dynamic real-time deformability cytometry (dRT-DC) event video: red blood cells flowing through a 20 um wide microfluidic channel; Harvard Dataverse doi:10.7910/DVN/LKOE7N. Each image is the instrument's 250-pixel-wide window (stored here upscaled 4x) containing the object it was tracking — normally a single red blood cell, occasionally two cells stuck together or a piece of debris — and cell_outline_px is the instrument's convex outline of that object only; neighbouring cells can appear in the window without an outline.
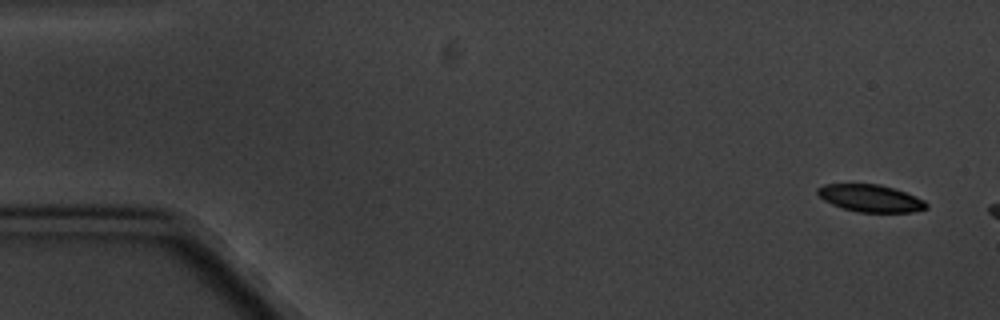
{"species": "common noctule bat (a hibernating species)", "species_latin": "Nyctalus noctula", "temperature_condition": "cold", "stored_images_in_passage": 5, "segment_of_instrument_passage": [1, 2], "camera_frame_rate_fps": 3000, "um_per_image_px": 0.085, "animal": {"sex": "male", "body_mass_g": 20.1, "forearm_length_mm": 53.5}, "frame": {"image": 1, "passage_image": 1, "time_ms": 0.0, "image_size_px": [1000, 320], "cell_outline_px": [[928, 208], [912, 212], [860, 212], [844, 208], [832, 204], [824, 200], [816, 192], [816, 188], [824, 184], [880, 184], [916, 196], [924, 200], [928, 204]], "centroid_in_image_um": [73.99, 16.85], "position_along_channel_um": 11.0, "area_um2": 17.17}}
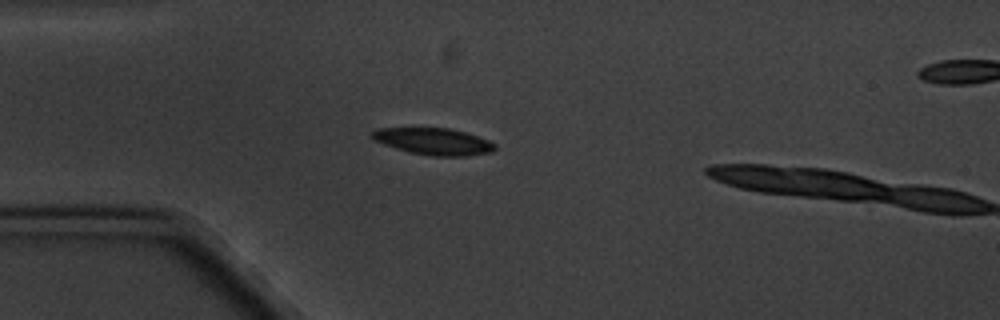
{"frame": {"image": 2, "passage_image": 4, "time_ms": 4.333, "image_size_px": [1000, 320], "cell_outline_px": [[496, 148], [492, 152], [468, 156], [432, 156], [408, 152], [372, 140], [368, 136], [376, 128], [448, 128], [464, 132], [488, 140], [496, 144]], "centroid_in_image_um": [36.82, 12.02], "position_along_channel_um": 48.2, "area_um2": 19.25}}